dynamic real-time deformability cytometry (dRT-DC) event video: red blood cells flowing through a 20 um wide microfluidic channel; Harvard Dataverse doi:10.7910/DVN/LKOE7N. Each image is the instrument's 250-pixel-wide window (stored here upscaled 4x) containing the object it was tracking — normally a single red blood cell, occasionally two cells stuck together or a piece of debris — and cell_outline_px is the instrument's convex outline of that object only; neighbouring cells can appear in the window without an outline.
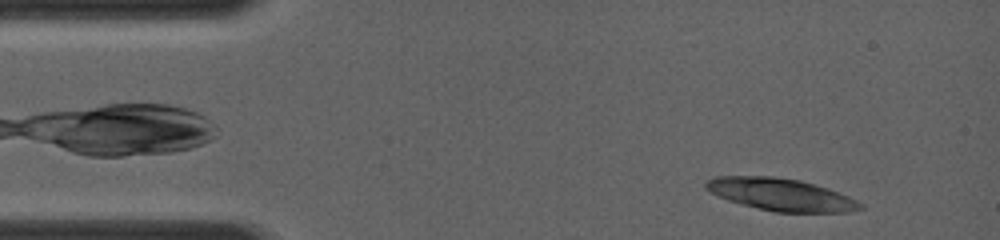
{"species": "common noctule bat (a hibernating species)", "species_latin": "Nyctalus noctula", "temperature_condition": "room temperature", "stored_images_in_passage": 3, "camera_frame_rate_fps": 4000, "um_per_image_px": 0.085, "animal": {"sex": "female", "body_mass_g": 19.0, "forearm_length_mm": 56.7}, "frame": {"image": 1, "passage_image": 1, "time_ms": 0.0, "image_size_px": [1000, 240], "cell_outline_px": [[864, 208], [848, 212], [776, 212], [728, 200], [704, 188], [704, 184], [708, 180], [716, 176], [772, 176], [800, 180], [828, 188], [840, 192], [864, 204]], "centroid_in_image_um": [66.42, 16.53], "position_along_channel_um": 18.6, "area_um2": 28.84}}